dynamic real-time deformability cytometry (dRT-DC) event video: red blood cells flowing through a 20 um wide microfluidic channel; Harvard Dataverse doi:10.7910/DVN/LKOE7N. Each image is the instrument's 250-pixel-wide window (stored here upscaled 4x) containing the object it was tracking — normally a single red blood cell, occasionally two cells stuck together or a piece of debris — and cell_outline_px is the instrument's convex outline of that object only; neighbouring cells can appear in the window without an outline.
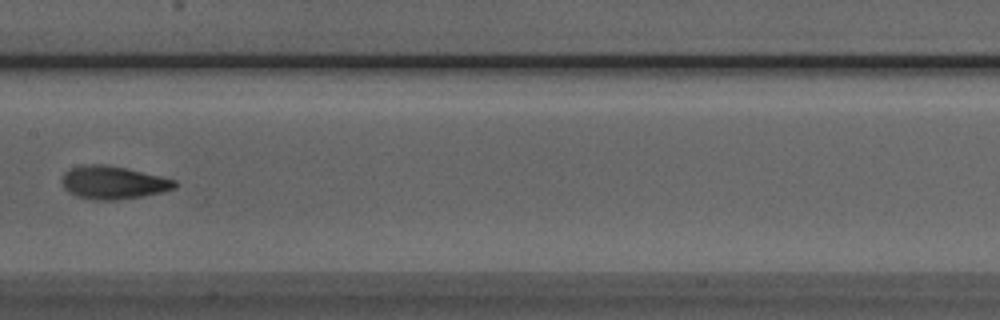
{"species": "Egyptian fruit bat (a non-hibernating species)", "species_latin": "Rousettus aegyptiacus", "temperature_condition": "room temperature", "stored_images_in_passage": 8, "camera_frame_rate_fps": 3000, "um_per_image_px": 0.085, "animal": {"sex": "male"}, "frame": {"image": 1, "passage_image": 8, "time_ms": 8.0, "image_size_px": [1000, 320], "cell_outline_px": [[176, 188], [144, 196], [116, 200], [96, 200], [76, 196], [68, 192], [64, 188], [60, 180], [60, 176], [68, 168], [84, 164], [104, 164], [124, 168], [160, 176], [176, 180]], "centroid_in_image_um": [9.55, 15.51], "position_along_channel_um": 197.9, "area_um2": 21.85}}